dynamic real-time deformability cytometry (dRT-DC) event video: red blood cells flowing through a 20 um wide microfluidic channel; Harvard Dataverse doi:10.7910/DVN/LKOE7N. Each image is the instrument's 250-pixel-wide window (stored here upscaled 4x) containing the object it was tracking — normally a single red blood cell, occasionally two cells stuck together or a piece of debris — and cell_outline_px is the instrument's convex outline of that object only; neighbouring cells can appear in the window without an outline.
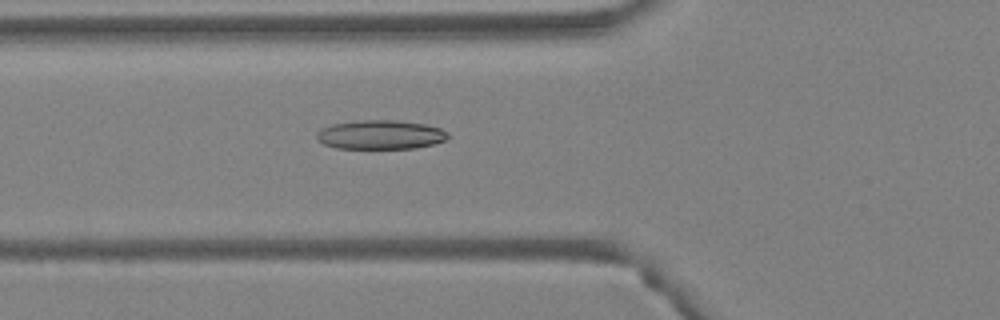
{"species": "Egyptian fruit bat (a non-hibernating species)", "species_latin": "Rousettus aegyptiacus", "temperature_condition": "warm", "stored_images_in_passage": 49, "camera_frame_rate_fps": 3000, "um_per_image_px": 0.085, "animal": {"sex": "female"}, "frame": {"image": 1, "passage_image": 19, "time_ms": 6.0, "image_size_px": [1000, 320], "cell_outline_px": [[452, 136], [444, 140], [432, 144], [416, 148], [336, 148], [324, 144], [316, 136], [316, 132], [320, 128], [332, 124], [360, 120], [396, 120], [424, 124], [440, 128], [448, 132]], "centroid_in_image_um": [32.35, 11.44], "position_along_channel_um": 93.5, "area_um2": 22.25}}
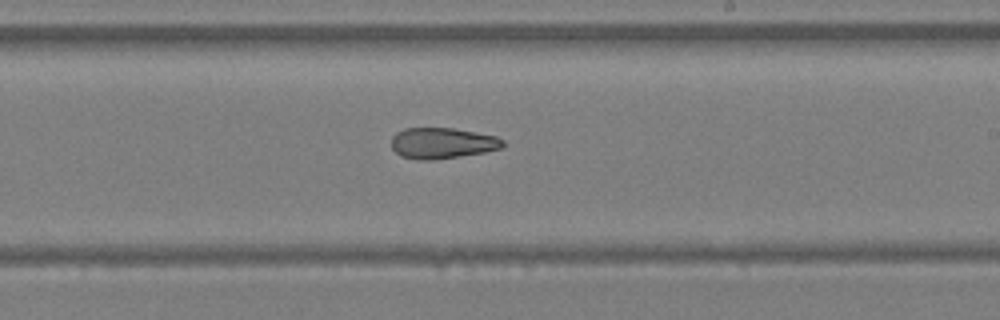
{"frame": {"image": 2, "passage_image": 30, "time_ms": 9.667, "image_size_px": [1000, 320], "cell_outline_px": [[504, 144], [500, 148], [484, 152], [432, 160], [416, 160], [400, 156], [392, 148], [392, 136], [396, 132], [404, 128], [452, 128], [496, 136], [504, 140]], "centroid_in_image_um": [37.55, 12.16], "position_along_channel_um": 251.4, "area_um2": 20.0}}
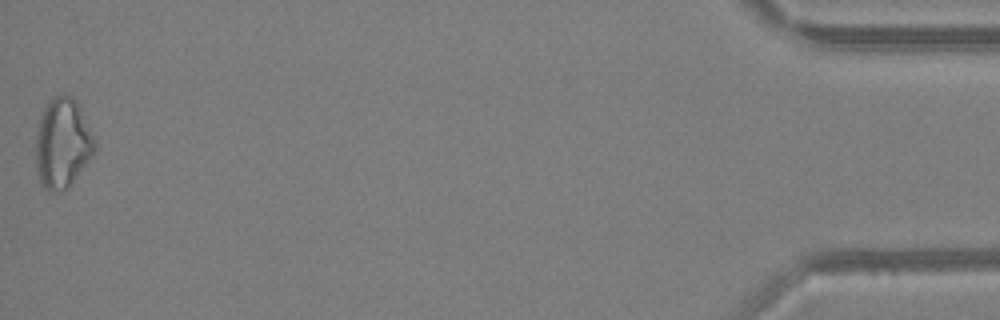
{"frame": {"image": 3, "passage_image": 49, "time_ms": 16.0, "image_size_px": [1000, 320], "cell_outline_px": [[96, 148], [88, 160], [68, 188], [52, 192], [44, 188], [40, 184], [36, 172], [36, 132], [40, 116], [48, 100], [52, 96], [64, 92], [72, 96], [76, 100], [96, 140]], "centroid_in_image_um": [5.29, 12.14], "position_along_channel_um": 429.9, "area_um2": 31.1}, "authors_computed_cell_mechanics": {"area_um2": 23.5824, "velocity_mm_per_s": 4.2989, "shape_relaxation_time_tau1_ms": null, "shape_relaxation_time_tau2_ms": 8.6178, "deformation_change_tau1": null, "deformation_change_tau2": 0.2024}}